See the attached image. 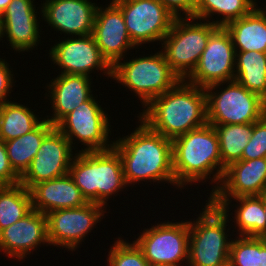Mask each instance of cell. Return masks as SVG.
I'll return each mask as SVG.
<instances>
[{
    "instance_id": "1",
    "label": "cell",
    "mask_w": 266,
    "mask_h": 266,
    "mask_svg": "<svg viewBox=\"0 0 266 266\" xmlns=\"http://www.w3.org/2000/svg\"><path fill=\"white\" fill-rule=\"evenodd\" d=\"M137 120L140 124L131 134L116 137L113 143L122 161L127 186L143 184V181L153 185L166 182L179 189L173 173L172 140Z\"/></svg>"
},
{
    "instance_id": "2",
    "label": "cell",
    "mask_w": 266,
    "mask_h": 266,
    "mask_svg": "<svg viewBox=\"0 0 266 266\" xmlns=\"http://www.w3.org/2000/svg\"><path fill=\"white\" fill-rule=\"evenodd\" d=\"M142 110L137 118L171 140L208 123L205 88L185 80L155 97Z\"/></svg>"
},
{
    "instance_id": "3",
    "label": "cell",
    "mask_w": 266,
    "mask_h": 266,
    "mask_svg": "<svg viewBox=\"0 0 266 266\" xmlns=\"http://www.w3.org/2000/svg\"><path fill=\"white\" fill-rule=\"evenodd\" d=\"M172 159L177 188L182 190L185 186L199 185L209 179V184L214 185L209 196L218 188L222 180V160L219 138L213 125L207 123L174 138Z\"/></svg>"
},
{
    "instance_id": "4",
    "label": "cell",
    "mask_w": 266,
    "mask_h": 266,
    "mask_svg": "<svg viewBox=\"0 0 266 266\" xmlns=\"http://www.w3.org/2000/svg\"><path fill=\"white\" fill-rule=\"evenodd\" d=\"M68 174L87 202L106 208L112 196L128 189L121 158L113 147L105 151L77 152Z\"/></svg>"
},
{
    "instance_id": "5",
    "label": "cell",
    "mask_w": 266,
    "mask_h": 266,
    "mask_svg": "<svg viewBox=\"0 0 266 266\" xmlns=\"http://www.w3.org/2000/svg\"><path fill=\"white\" fill-rule=\"evenodd\" d=\"M205 203L196 220L189 219L187 266H224L229 263L232 238L228 236H231V221L209 200Z\"/></svg>"
},
{
    "instance_id": "6",
    "label": "cell",
    "mask_w": 266,
    "mask_h": 266,
    "mask_svg": "<svg viewBox=\"0 0 266 266\" xmlns=\"http://www.w3.org/2000/svg\"><path fill=\"white\" fill-rule=\"evenodd\" d=\"M148 55V56H147ZM119 60L112 67L113 82L119 83L136 94L144 109L155 97L174 88L180 77L166 62L162 51ZM123 61V62H122Z\"/></svg>"
},
{
    "instance_id": "7",
    "label": "cell",
    "mask_w": 266,
    "mask_h": 266,
    "mask_svg": "<svg viewBox=\"0 0 266 266\" xmlns=\"http://www.w3.org/2000/svg\"><path fill=\"white\" fill-rule=\"evenodd\" d=\"M205 93L208 124L255 123L266 114V100L236 80L210 85Z\"/></svg>"
},
{
    "instance_id": "8",
    "label": "cell",
    "mask_w": 266,
    "mask_h": 266,
    "mask_svg": "<svg viewBox=\"0 0 266 266\" xmlns=\"http://www.w3.org/2000/svg\"><path fill=\"white\" fill-rule=\"evenodd\" d=\"M217 27L212 22L194 17L175 18L161 43V51L181 80H185L193 72L210 34Z\"/></svg>"
},
{
    "instance_id": "9",
    "label": "cell",
    "mask_w": 266,
    "mask_h": 266,
    "mask_svg": "<svg viewBox=\"0 0 266 266\" xmlns=\"http://www.w3.org/2000/svg\"><path fill=\"white\" fill-rule=\"evenodd\" d=\"M96 98L93 95L55 126L70 141L74 151L79 143L83 145L84 149L81 148L75 152L105 151L113 147L114 140L109 139L112 128H109L111 122L107 117L108 113L104 111L102 105L99 104L100 101Z\"/></svg>"
},
{
    "instance_id": "10",
    "label": "cell",
    "mask_w": 266,
    "mask_h": 266,
    "mask_svg": "<svg viewBox=\"0 0 266 266\" xmlns=\"http://www.w3.org/2000/svg\"><path fill=\"white\" fill-rule=\"evenodd\" d=\"M159 222L144 228L134 240L144 258L150 266H187L189 221Z\"/></svg>"
},
{
    "instance_id": "11",
    "label": "cell",
    "mask_w": 266,
    "mask_h": 266,
    "mask_svg": "<svg viewBox=\"0 0 266 266\" xmlns=\"http://www.w3.org/2000/svg\"><path fill=\"white\" fill-rule=\"evenodd\" d=\"M106 210L101 204L88 202L79 208L58 209L47 213L50 246L75 251L96 228L97 223L105 218Z\"/></svg>"
},
{
    "instance_id": "12",
    "label": "cell",
    "mask_w": 266,
    "mask_h": 266,
    "mask_svg": "<svg viewBox=\"0 0 266 266\" xmlns=\"http://www.w3.org/2000/svg\"><path fill=\"white\" fill-rule=\"evenodd\" d=\"M124 16L133 44L161 43L170 31L175 16L157 0H112Z\"/></svg>"
},
{
    "instance_id": "13",
    "label": "cell",
    "mask_w": 266,
    "mask_h": 266,
    "mask_svg": "<svg viewBox=\"0 0 266 266\" xmlns=\"http://www.w3.org/2000/svg\"><path fill=\"white\" fill-rule=\"evenodd\" d=\"M236 52L229 31L218 26L186 82L206 88L216 83L234 80Z\"/></svg>"
},
{
    "instance_id": "14",
    "label": "cell",
    "mask_w": 266,
    "mask_h": 266,
    "mask_svg": "<svg viewBox=\"0 0 266 266\" xmlns=\"http://www.w3.org/2000/svg\"><path fill=\"white\" fill-rule=\"evenodd\" d=\"M63 38V39H62ZM49 50L53 65L61 70L59 74H75L90 77L94 70L112 78V66L101 54L92 34L86 36L62 37Z\"/></svg>"
},
{
    "instance_id": "15",
    "label": "cell",
    "mask_w": 266,
    "mask_h": 266,
    "mask_svg": "<svg viewBox=\"0 0 266 266\" xmlns=\"http://www.w3.org/2000/svg\"><path fill=\"white\" fill-rule=\"evenodd\" d=\"M75 154L70 141L54 127L43 138L31 165L20 177V183L30 190L35 184L68 174Z\"/></svg>"
},
{
    "instance_id": "16",
    "label": "cell",
    "mask_w": 266,
    "mask_h": 266,
    "mask_svg": "<svg viewBox=\"0 0 266 266\" xmlns=\"http://www.w3.org/2000/svg\"><path fill=\"white\" fill-rule=\"evenodd\" d=\"M34 0H12L1 15V35L9 41L14 52L37 50L41 44L40 17L41 10L34 5ZM40 34V35H39Z\"/></svg>"
},
{
    "instance_id": "17",
    "label": "cell",
    "mask_w": 266,
    "mask_h": 266,
    "mask_svg": "<svg viewBox=\"0 0 266 266\" xmlns=\"http://www.w3.org/2000/svg\"><path fill=\"white\" fill-rule=\"evenodd\" d=\"M92 35L112 67L119 60L126 59L129 50L139 49L131 41L121 9L111 0L105 8L102 5L97 7Z\"/></svg>"
},
{
    "instance_id": "18",
    "label": "cell",
    "mask_w": 266,
    "mask_h": 266,
    "mask_svg": "<svg viewBox=\"0 0 266 266\" xmlns=\"http://www.w3.org/2000/svg\"><path fill=\"white\" fill-rule=\"evenodd\" d=\"M41 19L54 31L66 36H86L93 32L98 5L90 0H45Z\"/></svg>"
},
{
    "instance_id": "19",
    "label": "cell",
    "mask_w": 266,
    "mask_h": 266,
    "mask_svg": "<svg viewBox=\"0 0 266 266\" xmlns=\"http://www.w3.org/2000/svg\"><path fill=\"white\" fill-rule=\"evenodd\" d=\"M49 246L46 215L32 210L22 219L0 232V252L8 258L22 261L31 255V251ZM38 248V249H37Z\"/></svg>"
},
{
    "instance_id": "20",
    "label": "cell",
    "mask_w": 266,
    "mask_h": 266,
    "mask_svg": "<svg viewBox=\"0 0 266 266\" xmlns=\"http://www.w3.org/2000/svg\"><path fill=\"white\" fill-rule=\"evenodd\" d=\"M266 194V157L240 160L225 168L218 188L208 198Z\"/></svg>"
},
{
    "instance_id": "21",
    "label": "cell",
    "mask_w": 266,
    "mask_h": 266,
    "mask_svg": "<svg viewBox=\"0 0 266 266\" xmlns=\"http://www.w3.org/2000/svg\"><path fill=\"white\" fill-rule=\"evenodd\" d=\"M91 80L90 77L75 74H59L52 78L45 85L48 93L44 95L45 100L49 98L53 113L46 115L45 119L56 126L67 114L89 100L94 95Z\"/></svg>"
},
{
    "instance_id": "22",
    "label": "cell",
    "mask_w": 266,
    "mask_h": 266,
    "mask_svg": "<svg viewBox=\"0 0 266 266\" xmlns=\"http://www.w3.org/2000/svg\"><path fill=\"white\" fill-rule=\"evenodd\" d=\"M32 207L43 214L65 208H79L88 202L69 174L35 184L30 190Z\"/></svg>"
},
{
    "instance_id": "23",
    "label": "cell",
    "mask_w": 266,
    "mask_h": 266,
    "mask_svg": "<svg viewBox=\"0 0 266 266\" xmlns=\"http://www.w3.org/2000/svg\"><path fill=\"white\" fill-rule=\"evenodd\" d=\"M214 206L219 207L224 214L232 218L229 220L234 222V229L237 231L235 235L258 237L264 230L266 225L264 213V195L261 196H240L236 198H207ZM233 199L236 204L231 207ZM239 202V203H238ZM238 203V204H237ZM237 205V206H236ZM230 207L234 209V213H229ZM234 217H233V215ZM236 225V226H235ZM238 232V233H237Z\"/></svg>"
},
{
    "instance_id": "24",
    "label": "cell",
    "mask_w": 266,
    "mask_h": 266,
    "mask_svg": "<svg viewBox=\"0 0 266 266\" xmlns=\"http://www.w3.org/2000/svg\"><path fill=\"white\" fill-rule=\"evenodd\" d=\"M256 6L250 13L228 23L235 52L257 51L266 53V6Z\"/></svg>"
},
{
    "instance_id": "25",
    "label": "cell",
    "mask_w": 266,
    "mask_h": 266,
    "mask_svg": "<svg viewBox=\"0 0 266 266\" xmlns=\"http://www.w3.org/2000/svg\"><path fill=\"white\" fill-rule=\"evenodd\" d=\"M46 119L31 132L16 139L4 141L7 155L13 170L21 177L31 165L43 138L54 128Z\"/></svg>"
},
{
    "instance_id": "26",
    "label": "cell",
    "mask_w": 266,
    "mask_h": 266,
    "mask_svg": "<svg viewBox=\"0 0 266 266\" xmlns=\"http://www.w3.org/2000/svg\"><path fill=\"white\" fill-rule=\"evenodd\" d=\"M234 80L266 100V53L236 52Z\"/></svg>"
},
{
    "instance_id": "27",
    "label": "cell",
    "mask_w": 266,
    "mask_h": 266,
    "mask_svg": "<svg viewBox=\"0 0 266 266\" xmlns=\"http://www.w3.org/2000/svg\"><path fill=\"white\" fill-rule=\"evenodd\" d=\"M10 100L0 107V139L9 141L34 130L44 118L35 110ZM42 119V120H41Z\"/></svg>"
},
{
    "instance_id": "28",
    "label": "cell",
    "mask_w": 266,
    "mask_h": 266,
    "mask_svg": "<svg viewBox=\"0 0 266 266\" xmlns=\"http://www.w3.org/2000/svg\"><path fill=\"white\" fill-rule=\"evenodd\" d=\"M257 2L258 0H197L195 18L225 27L231 21L250 13L258 5ZM214 15L220 16V19H213Z\"/></svg>"
},
{
    "instance_id": "29",
    "label": "cell",
    "mask_w": 266,
    "mask_h": 266,
    "mask_svg": "<svg viewBox=\"0 0 266 266\" xmlns=\"http://www.w3.org/2000/svg\"><path fill=\"white\" fill-rule=\"evenodd\" d=\"M215 128L220 145L222 177L225 168L240 161L253 130V123L247 124H210Z\"/></svg>"
},
{
    "instance_id": "30",
    "label": "cell",
    "mask_w": 266,
    "mask_h": 266,
    "mask_svg": "<svg viewBox=\"0 0 266 266\" xmlns=\"http://www.w3.org/2000/svg\"><path fill=\"white\" fill-rule=\"evenodd\" d=\"M32 210L30 191L21 183L0 186V232Z\"/></svg>"
},
{
    "instance_id": "31",
    "label": "cell",
    "mask_w": 266,
    "mask_h": 266,
    "mask_svg": "<svg viewBox=\"0 0 266 266\" xmlns=\"http://www.w3.org/2000/svg\"><path fill=\"white\" fill-rule=\"evenodd\" d=\"M234 238L229 253L231 266H266V240L247 236Z\"/></svg>"
},
{
    "instance_id": "32",
    "label": "cell",
    "mask_w": 266,
    "mask_h": 266,
    "mask_svg": "<svg viewBox=\"0 0 266 266\" xmlns=\"http://www.w3.org/2000/svg\"><path fill=\"white\" fill-rule=\"evenodd\" d=\"M107 255V266H150L134 241L116 238Z\"/></svg>"
},
{
    "instance_id": "33",
    "label": "cell",
    "mask_w": 266,
    "mask_h": 266,
    "mask_svg": "<svg viewBox=\"0 0 266 266\" xmlns=\"http://www.w3.org/2000/svg\"><path fill=\"white\" fill-rule=\"evenodd\" d=\"M266 157V114L253 123L250 140L245 147L241 160Z\"/></svg>"
},
{
    "instance_id": "34",
    "label": "cell",
    "mask_w": 266,
    "mask_h": 266,
    "mask_svg": "<svg viewBox=\"0 0 266 266\" xmlns=\"http://www.w3.org/2000/svg\"><path fill=\"white\" fill-rule=\"evenodd\" d=\"M11 67L7 60L0 58V107L5 104L6 102H9L8 98L10 97L9 94L13 92L12 88L15 86L13 76H15L13 73V69L9 68ZM12 71H11V70Z\"/></svg>"
},
{
    "instance_id": "35",
    "label": "cell",
    "mask_w": 266,
    "mask_h": 266,
    "mask_svg": "<svg viewBox=\"0 0 266 266\" xmlns=\"http://www.w3.org/2000/svg\"><path fill=\"white\" fill-rule=\"evenodd\" d=\"M20 183V176L10 165L5 143L0 139V186Z\"/></svg>"
},
{
    "instance_id": "36",
    "label": "cell",
    "mask_w": 266,
    "mask_h": 266,
    "mask_svg": "<svg viewBox=\"0 0 266 266\" xmlns=\"http://www.w3.org/2000/svg\"><path fill=\"white\" fill-rule=\"evenodd\" d=\"M163 4L176 18L194 17L197 0H157ZM182 13V14H181Z\"/></svg>"
},
{
    "instance_id": "37",
    "label": "cell",
    "mask_w": 266,
    "mask_h": 266,
    "mask_svg": "<svg viewBox=\"0 0 266 266\" xmlns=\"http://www.w3.org/2000/svg\"><path fill=\"white\" fill-rule=\"evenodd\" d=\"M12 0H0V16Z\"/></svg>"
},
{
    "instance_id": "38",
    "label": "cell",
    "mask_w": 266,
    "mask_h": 266,
    "mask_svg": "<svg viewBox=\"0 0 266 266\" xmlns=\"http://www.w3.org/2000/svg\"><path fill=\"white\" fill-rule=\"evenodd\" d=\"M264 213L266 219V194H264ZM258 237L263 240H266V225H265V230Z\"/></svg>"
},
{
    "instance_id": "39",
    "label": "cell",
    "mask_w": 266,
    "mask_h": 266,
    "mask_svg": "<svg viewBox=\"0 0 266 266\" xmlns=\"http://www.w3.org/2000/svg\"><path fill=\"white\" fill-rule=\"evenodd\" d=\"M0 35H1V16H0Z\"/></svg>"
}]
</instances>
